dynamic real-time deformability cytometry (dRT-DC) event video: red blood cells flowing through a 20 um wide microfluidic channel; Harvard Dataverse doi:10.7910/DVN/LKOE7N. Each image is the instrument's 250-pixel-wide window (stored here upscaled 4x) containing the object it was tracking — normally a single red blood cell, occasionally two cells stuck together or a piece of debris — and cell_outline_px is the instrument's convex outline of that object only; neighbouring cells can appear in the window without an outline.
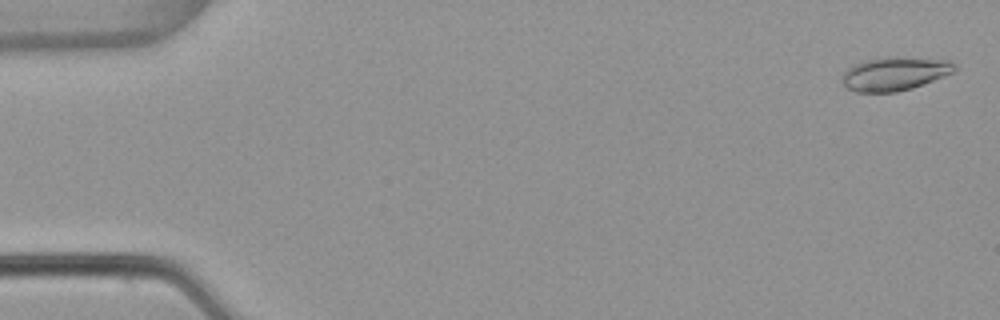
{"species": "common noctule bat (a hibernating species)", "species_latin": "Nyctalus noctula", "temperature_condition": "warm", "stored_images_in_passage": 54, "camera_frame_rate_fps": 3000, "um_per_image_px": 0.085, "animal": {"sex": "female", "body_mass_g": 22.7, "forearm_length_mm": 54.2}, "frame": {"image": 1, "passage_image": 2, "time_ms": 0.333, "image_size_px": [1000, 320], "cell_outline_px": [[956, 72], [912, 88], [896, 92], [856, 92], [848, 88], [840, 80], [840, 76], [852, 64], [864, 60], [888, 56], [896, 56], [948, 60], [956, 64]], "centroid_in_image_um": [76.04, 6.25], "position_along_channel_um": 9.0, "area_um2": 22.37}}
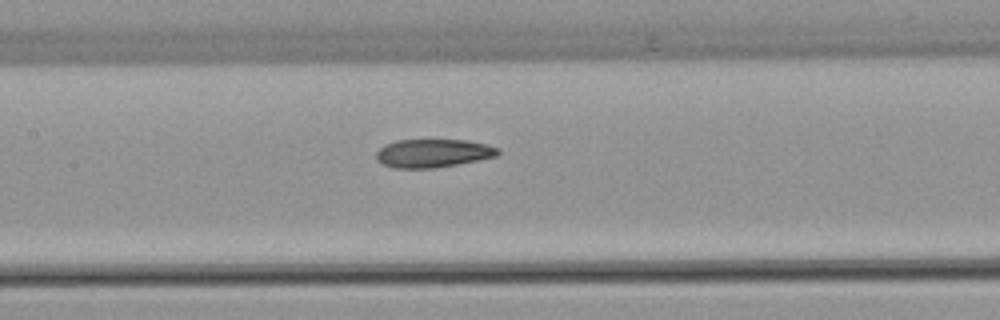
{"frame": {"image": 2, "passage_image": 26, "time_ms": 8.333, "image_size_px": [1000, 320], "cell_outline_px": [[500, 152], [496, 156], [436, 168], [392, 168], [380, 164], [376, 160], [376, 152], [384, 144], [396, 140], [464, 140], [484, 144], [500, 148]], "centroid_in_image_um": [36.74, 13.03], "position_along_channel_um": 170.7, "area_um2": 20.11}}
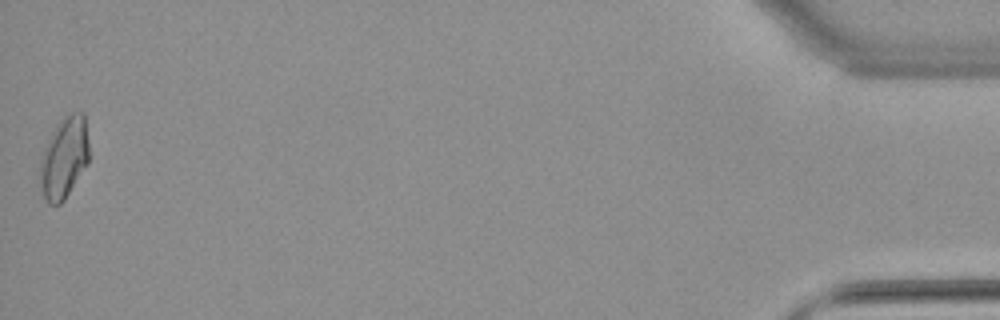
{"frame": {"image": 3, "passage_image": 54, "time_ms": 17.667, "image_size_px": [1000, 320], "cell_outline_px": [[88, 164], [64, 200], [60, 204], [48, 204], [44, 196], [40, 184], [40, 160], [44, 148], [52, 132], [60, 120], [64, 116], [72, 112], [84, 112], [88, 140]], "centroid_in_image_um": [5.46, 13.4], "position_along_channel_um": 429.7, "area_um2": 23.18}, "authors_computed_cell_mechanics": {"area_um2": 20.8947, "velocity_mm_per_s": 3.8174, "shape_relaxation_time_tau1_ms": null, "shape_relaxation_time_tau2_ms": 2.5749, "deformation_change_tau1": null, "deformation_change_tau2": 0.0999}}